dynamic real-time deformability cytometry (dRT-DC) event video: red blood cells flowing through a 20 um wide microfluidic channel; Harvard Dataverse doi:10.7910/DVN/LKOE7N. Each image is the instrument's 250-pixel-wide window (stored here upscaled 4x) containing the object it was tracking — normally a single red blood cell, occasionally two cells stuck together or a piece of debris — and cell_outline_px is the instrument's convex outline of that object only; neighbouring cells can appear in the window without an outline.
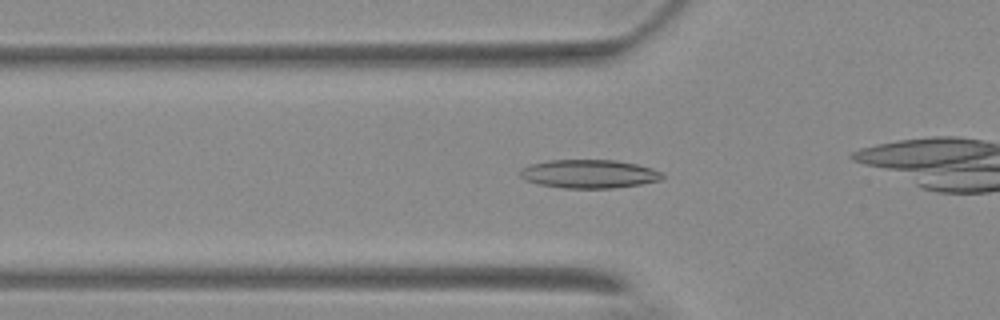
{"species": "Egyptian fruit bat (a non-hibernating species)", "species_latin": "Rousettus aegyptiacus", "temperature_condition": "warm", "stored_images_in_passage": 31, "camera_frame_rate_fps": 3000, "um_per_image_px": 0.085, "animal": {"sex": "female"}, "frame": {"image": 1, "passage_image": 5, "time_ms": 1.333, "image_size_px": [1000, 320], "cell_outline_px": [[664, 180], [640, 184], [612, 188], [564, 188], [540, 184], [524, 180], [520, 176], [520, 172], [524, 168], [532, 164], [548, 160], [616, 160], [636, 164], [652, 168], [664, 172]], "centroid_in_image_um": [50.13, 14.78], "position_along_channel_um": 75.7, "area_um2": 23.64}}
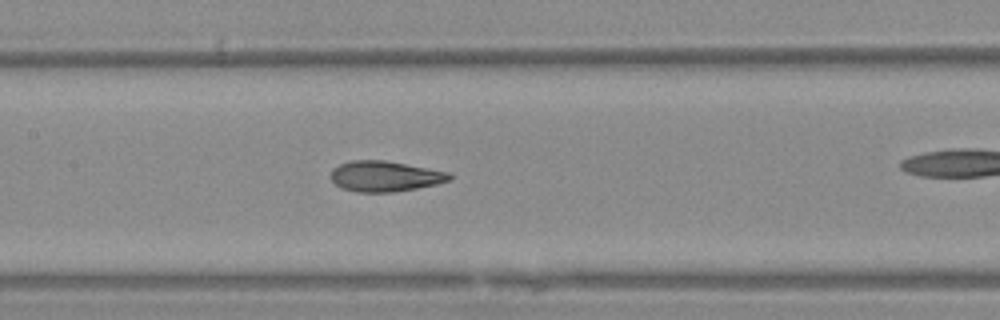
{"frame": {"image": 2, "passage_image": 13, "time_ms": 4.0, "image_size_px": [1000, 320], "cell_outline_px": [[452, 180], [436, 184], [416, 188], [392, 192], [356, 192], [340, 188], [332, 180], [332, 168], [340, 164], [352, 160], [384, 160], [448, 172], [452, 176]], "centroid_in_image_um": [32.71, 14.99], "position_along_channel_um": 174.7, "area_um2": 20.98}}
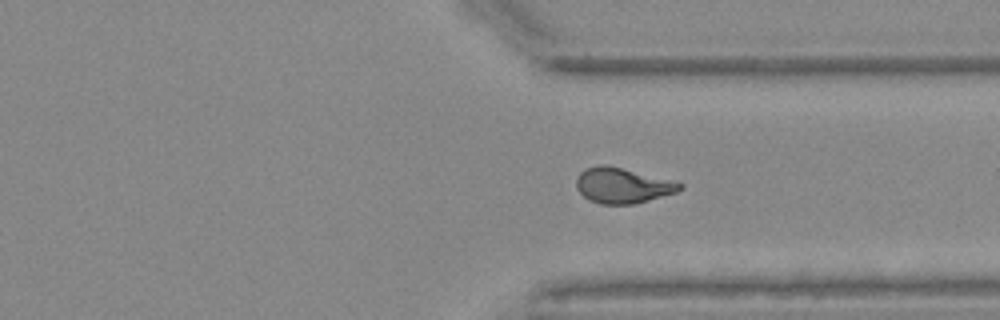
{"frame": {"image": 3, "passage_image": 28, "time_ms": 9.0, "image_size_px": [1000, 320], "cell_outline_px": [[684, 188], [676, 192], [648, 200], [632, 204], [600, 204], [588, 200], [576, 188], [576, 180], [580, 172], [584, 168], [596, 164], [604, 164], [684, 184]], "centroid_in_image_um": [52.85, 15.77], "position_along_channel_um": 358.6, "area_um2": 21.04}}